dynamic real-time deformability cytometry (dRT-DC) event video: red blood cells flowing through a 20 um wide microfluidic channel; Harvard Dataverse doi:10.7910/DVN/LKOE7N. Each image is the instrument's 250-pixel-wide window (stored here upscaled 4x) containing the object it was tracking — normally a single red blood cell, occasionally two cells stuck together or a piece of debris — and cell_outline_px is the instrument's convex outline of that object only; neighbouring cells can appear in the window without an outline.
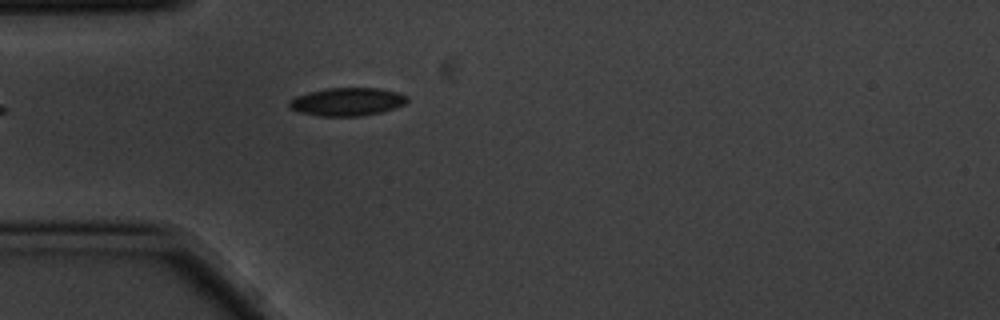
{"species": "common noctule bat (a hibernating species)", "species_latin": "Nyctalus noctula", "temperature_condition": "cold", "stored_images_in_passage": 5, "camera_frame_rate_fps": 3000, "um_per_image_px": 0.085, "animal": {"sex": "male", "body_mass_g": 20.1, "forearm_length_mm": 53.5}, "frame": {"image": 1, "passage_image": 5, "time_ms": 1.333, "image_size_px": [1000, 320], "cell_outline_px": [[408, 100], [404, 104], [396, 108], [380, 112], [360, 116], [320, 116], [300, 112], [288, 108], [288, 100], [296, 96], [308, 92], [324, 88], [380, 88], [396, 92], [408, 96]], "centroid_in_image_um": [29.48, 8.64], "position_along_channel_um": 55.5, "area_um2": 19.42}}